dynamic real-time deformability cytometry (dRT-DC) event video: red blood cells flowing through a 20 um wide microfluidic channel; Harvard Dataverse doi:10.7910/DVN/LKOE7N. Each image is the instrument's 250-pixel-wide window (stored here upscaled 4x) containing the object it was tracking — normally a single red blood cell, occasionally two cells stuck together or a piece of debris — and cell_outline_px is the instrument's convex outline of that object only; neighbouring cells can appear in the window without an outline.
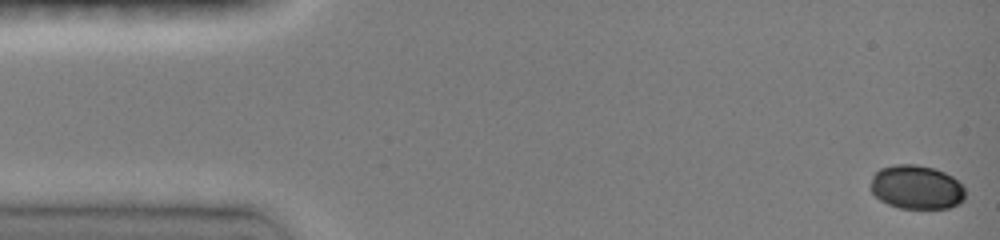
{"species": "common noctule bat (a hibernating species)", "species_latin": "Nyctalus noctula", "temperature_condition": "room temperature", "stored_images_in_passage": 19, "camera_frame_rate_fps": 3000, "um_per_image_px": 0.085, "animal": {"sex": "female", "body_mass_g": 19.0, "forearm_length_mm": 51.5}, "frame": {"image": 1, "passage_image": 1, "time_ms": 0.0, "image_size_px": [1000, 240], "cell_outline_px": [[964, 200], [960, 204], [948, 208], [900, 208], [888, 204], [880, 200], [872, 192], [868, 184], [872, 176], [880, 168], [896, 164], [916, 164], [936, 168], [952, 176], [964, 188]], "centroid_in_image_um": [77.88, 15.9], "position_along_channel_um": 7.1, "area_um2": 24.45}}
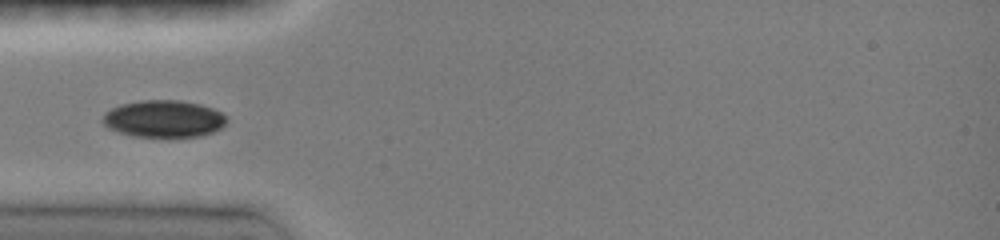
{"frame": {"image": 2, "passage_image": 11, "time_ms": 4.667, "image_size_px": [1000, 240], "cell_outline_px": [[228, 120], [220, 128], [212, 132], [200, 136], [168, 140], [132, 136], [108, 128], [100, 120], [104, 112], [120, 104], [144, 100], [180, 100], [200, 104], [212, 108], [220, 112]], "centroid_in_image_um": [13.89, 10.14], "position_along_channel_um": 71.1, "area_um2": 27.63}}
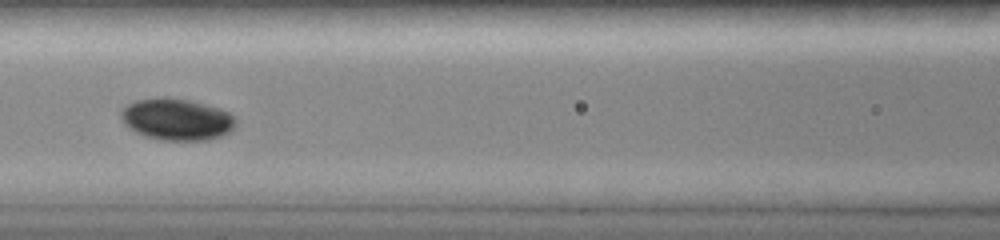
{"frame": {"image": 3, "passage_image": 15, "time_ms": 6.667, "image_size_px": [1000, 240], "cell_outline_px": [[236, 124], [228, 132], [220, 136], [208, 140], [164, 140], [148, 136], [136, 132], [124, 124], [120, 116], [120, 112], [128, 104], [136, 100], [160, 96], [168, 96], [188, 100], [220, 108], [228, 112], [236, 120]], "centroid_in_image_um": [15.0, 10.12], "position_along_channel_um": 151.6, "area_um2": 27.8}}